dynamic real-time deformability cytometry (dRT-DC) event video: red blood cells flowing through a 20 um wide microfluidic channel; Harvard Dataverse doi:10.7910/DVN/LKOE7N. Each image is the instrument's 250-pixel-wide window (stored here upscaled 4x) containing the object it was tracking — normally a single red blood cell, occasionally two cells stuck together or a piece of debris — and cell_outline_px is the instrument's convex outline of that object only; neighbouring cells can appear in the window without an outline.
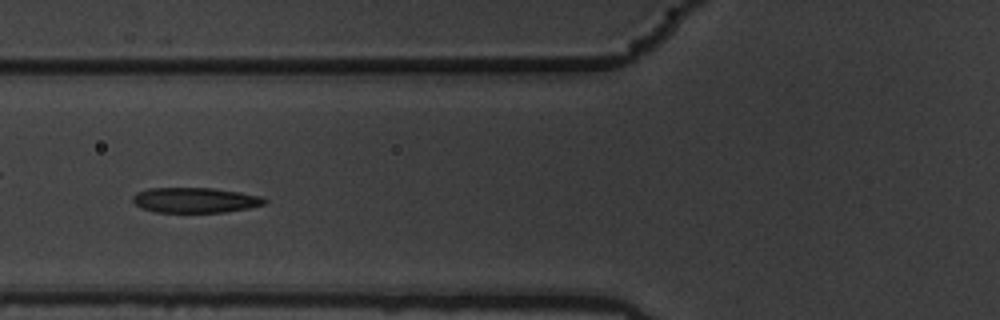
{"species": "common noctule bat (a hibernating species)", "species_latin": "Nyctalus noctula", "temperature_condition": "warm", "stored_images_in_passage": 52, "camera_frame_rate_fps": 3000, "um_per_image_px": 0.085, "animal": {"sex": "male", "body_mass_g": 19.5, "forearm_length_mm": 54.6}, "frame": {"image": 1, "passage_image": 17, "time_ms": 5.333, "image_size_px": [1000, 320], "cell_outline_px": [[268, 200], [264, 204], [248, 208], [224, 212], [156, 212], [140, 208], [132, 200], [132, 196], [136, 192], [148, 188], [212, 188], [240, 192], [260, 196]], "centroid_in_image_um": [16.55, 17.01], "position_along_channel_um": 109.2, "area_um2": 19.36}}
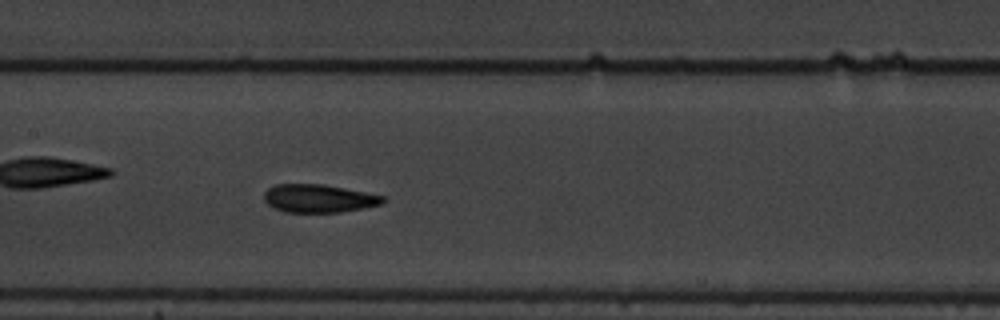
{"frame": {"image": 2, "passage_image": 23, "time_ms": 7.333, "image_size_px": [1000, 320], "cell_outline_px": [[388, 200], [384, 204], [364, 208], [340, 212], [284, 212], [272, 208], [264, 200], [264, 192], [268, 188], [276, 184], [324, 184], [384, 196]], "centroid_in_image_um": [27.1, 16.87], "position_along_channel_um": 180.3, "area_um2": 19.65}}
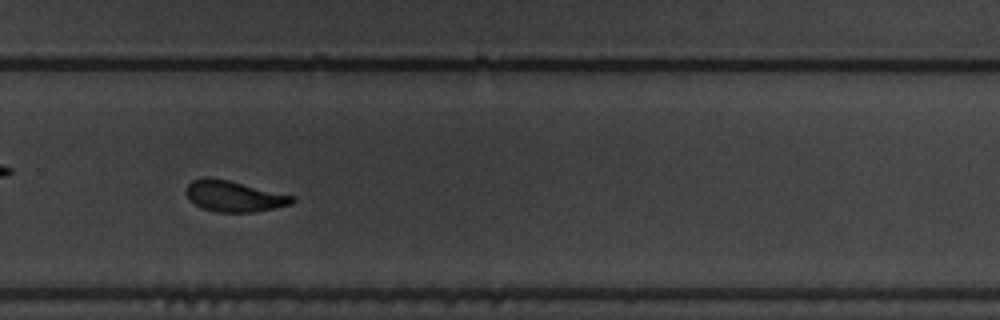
{"frame": {"image": 3, "passage_image": 34, "time_ms": 11.0, "image_size_px": [1000, 320], "cell_outline_px": [[296, 200], [292, 204], [256, 212], [216, 212], [200, 208], [188, 196], [188, 184], [192, 180], [228, 180], [296, 196]], "centroid_in_image_um": [20.0, 16.72], "position_along_channel_um": 309.8, "area_um2": 18.55}, "authors_computed_cell_mechanics": {"area_um2": 19.3919, "velocity_mm_per_s": 3.5436, "shape_relaxation_time_tau1_ms": 4.5265, "shape_relaxation_time_tau2_ms": 2.1938, "deformation_change_tau1": 0.1685, "deformation_change_tau2": 0.0966}}